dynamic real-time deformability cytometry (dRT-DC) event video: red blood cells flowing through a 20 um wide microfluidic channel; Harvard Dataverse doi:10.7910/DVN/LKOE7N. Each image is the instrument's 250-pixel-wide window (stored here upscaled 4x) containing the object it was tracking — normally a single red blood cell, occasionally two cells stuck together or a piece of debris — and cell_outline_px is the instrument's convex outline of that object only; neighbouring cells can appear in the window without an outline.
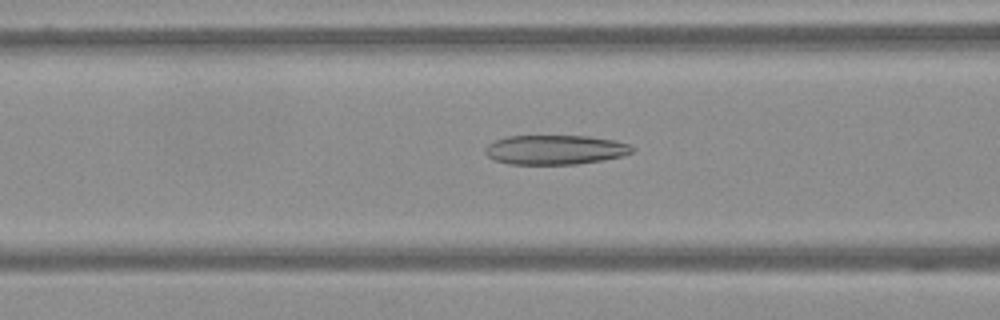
{"species": "Egyptian fruit bat (a non-hibernating species)", "species_latin": "Rousettus aegyptiacus", "temperature_condition": "warm", "stored_images_in_passage": 62, "camera_frame_rate_fps": 3000, "um_per_image_px": 0.085, "frame": {"image": 1, "passage_image": 25, "time_ms": 8.0, "image_size_px": [1000, 320], "cell_outline_px": [[636, 148], [632, 152], [620, 156], [604, 160], [576, 164], [508, 164], [492, 160], [484, 152], [484, 148], [488, 144], [496, 140], [508, 136], [588, 136], [612, 140], [628, 144]], "centroid_in_image_um": [47.15, 12.73], "position_along_channel_um": 119.5, "area_um2": 25.26}}
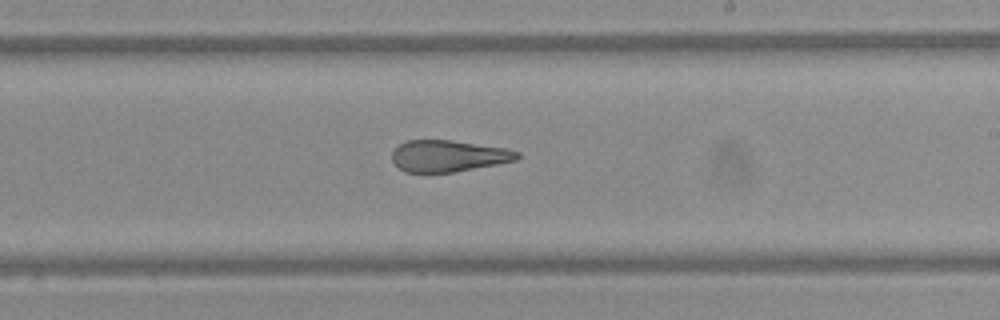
{"frame": {"image": 2, "passage_image": 37, "time_ms": 12.0, "image_size_px": [1000, 320], "cell_outline_px": [[520, 156], [516, 160], [496, 164], [452, 172], [404, 172], [392, 160], [392, 152], [400, 144], [408, 140], [452, 140], [504, 148], [520, 152]], "centroid_in_image_um": [38.1, 13.25], "position_along_channel_um": 250.9, "area_um2": 22.72}}
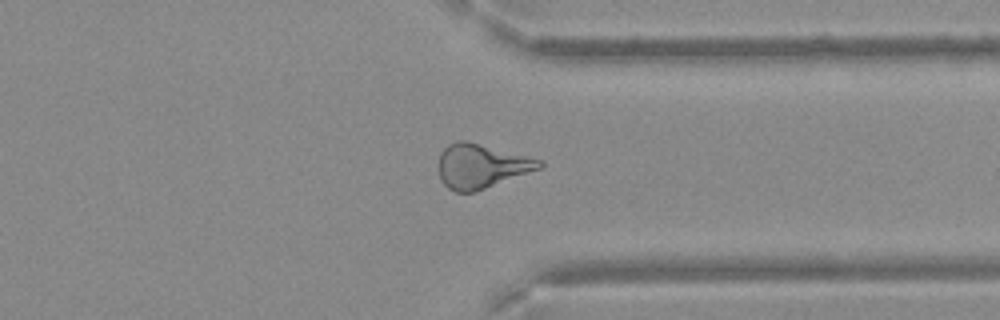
{"frame": {"image": 3, "passage_image": 48, "time_ms": 15.667, "image_size_px": [1000, 320], "cell_outline_px": [[544, 164], [540, 168], [484, 188], [472, 192], [456, 192], [448, 188], [440, 180], [440, 152], [448, 144], [456, 140], [468, 140], [544, 160]], "centroid_in_image_um": [40.9, 14.08], "position_along_channel_um": 370.5, "area_um2": 25.84}}